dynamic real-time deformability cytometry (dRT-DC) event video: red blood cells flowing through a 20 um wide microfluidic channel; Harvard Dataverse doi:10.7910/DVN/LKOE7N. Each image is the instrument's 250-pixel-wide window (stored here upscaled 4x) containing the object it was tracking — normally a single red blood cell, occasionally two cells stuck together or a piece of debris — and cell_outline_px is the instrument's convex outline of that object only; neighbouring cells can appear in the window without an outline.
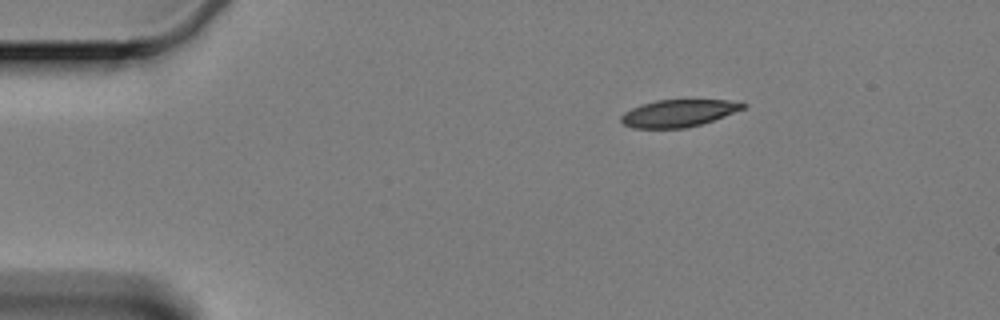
{"species": "Egyptian fruit bat (a non-hibernating species)", "species_latin": "Rousettus aegyptiacus", "temperature_condition": "cold", "stored_images_in_passage": 51, "camera_frame_rate_fps": 3000, "um_per_image_px": 0.085, "animal": {"sex": "female"}, "frame": {"image": 1, "passage_image": 1, "time_ms": 0.0, "image_size_px": [1000, 320], "cell_outline_px": [[748, 104], [744, 108], [724, 116], [700, 124], [684, 128], [632, 128], [624, 124], [620, 120], [620, 116], [624, 112], [632, 108], [656, 100], [744, 100]], "centroid_in_image_um": [57.7, 9.61], "position_along_channel_um": 27.3, "area_um2": 19.31}}
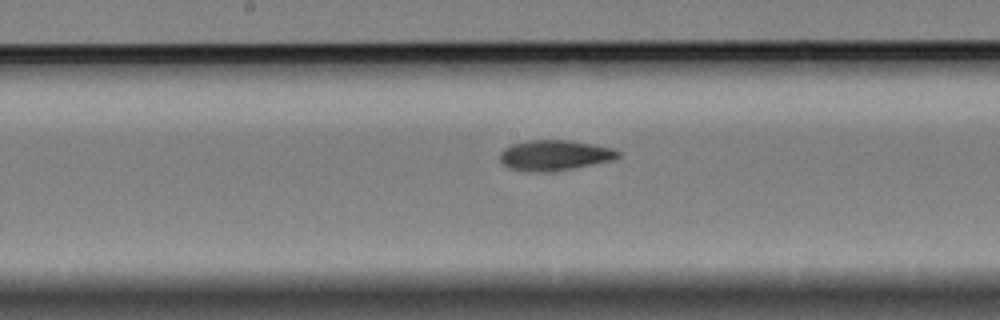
{"frame": {"image": 2, "passage_image": 22, "time_ms": 7.0, "image_size_px": [1000, 320], "cell_outline_px": [[620, 156], [612, 160], [552, 172], [528, 172], [508, 168], [500, 160], [500, 152], [504, 148], [512, 144], [528, 140], [568, 140], [592, 144], [612, 148], [620, 152]], "centroid_in_image_um": [47.1, 13.2], "position_along_channel_um": 201.1, "area_um2": 20.92}}
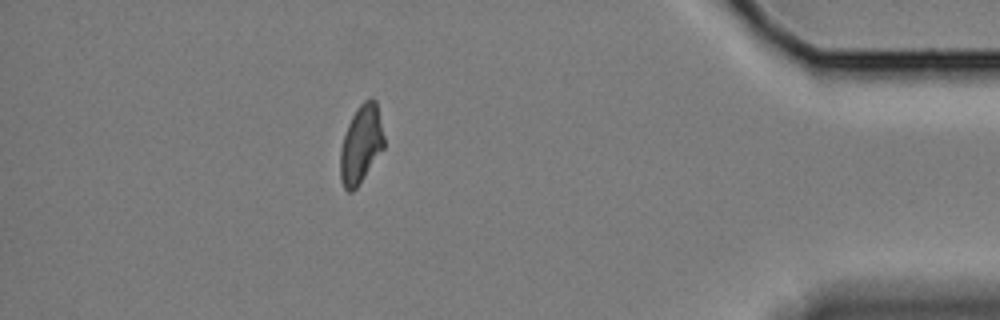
{"frame": {"image": 3, "passage_image": 44, "time_ms": 14.333, "image_size_px": [1000, 320], "cell_outline_px": [[384, 148], [356, 188], [352, 192], [348, 192], [344, 188], [340, 180], [340, 148], [348, 124], [356, 108], [364, 100], [372, 96], [376, 100], [384, 136]], "centroid_in_image_um": [30.68, 12.25], "position_along_channel_um": 404.5, "area_um2": 19.94}, "authors_computed_cell_mechanics": {"area_um2": 20.5768, "velocity_mm_per_s": 3.3542, "shape_relaxation_time_tau1_ms": 8.4776, "shape_relaxation_time_tau2_ms": 3.4625, "deformation_change_tau1": 0.1776, "deformation_change_tau2": 0.0912}}